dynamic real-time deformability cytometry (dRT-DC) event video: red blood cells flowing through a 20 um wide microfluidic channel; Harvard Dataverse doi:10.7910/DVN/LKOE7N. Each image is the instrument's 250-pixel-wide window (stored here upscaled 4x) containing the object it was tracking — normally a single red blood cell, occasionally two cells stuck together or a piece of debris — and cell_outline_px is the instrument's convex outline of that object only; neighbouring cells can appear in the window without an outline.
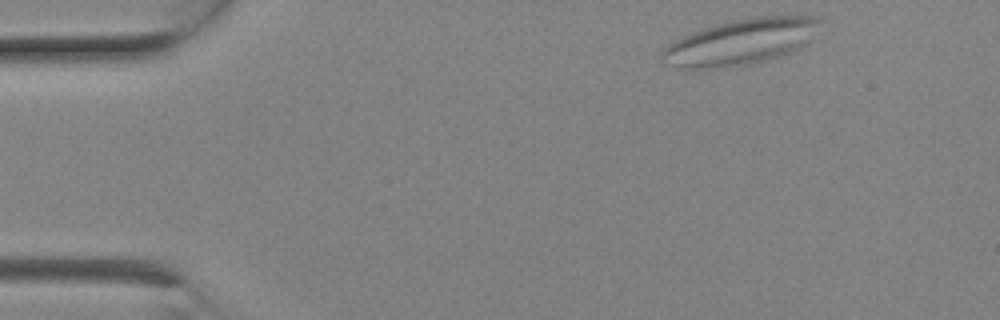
{"species": "Egyptian fruit bat (a non-hibernating species)", "species_latin": "Rousettus aegyptiacus", "temperature_condition": "room temperature", "stored_images_in_passage": 7, "camera_frame_rate_fps": 3000, "um_per_image_px": 0.085, "animal": {"sex": "female"}, "frame": {"image": 1, "passage_image": 1, "time_ms": 0.0, "image_size_px": [1000, 320], "cell_outline_px": [[820, 20], [808, 44], [792, 52], [780, 56], [748, 64], [712, 68], [680, 68], [660, 60], [660, 56], [664, 48], [668, 44], [684, 36], [732, 20], [756, 16], [820, 16]], "centroid_in_image_um": [62.99, 3.56], "position_along_channel_um": 22.0, "area_um2": 41.33}}
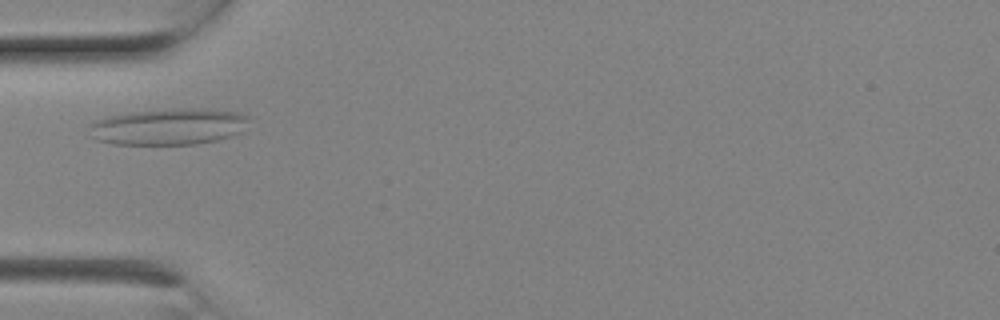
{"frame": {"image": 2, "passage_image": 5, "time_ms": 1.333, "image_size_px": [1000, 320], "cell_outline_px": [[248, 116], [244, 132], [232, 136], [216, 140], [196, 144], [112, 144], [96, 140], [92, 136], [88, 124], [96, 120], [108, 116], [128, 112], [176, 108], [204, 108], [240, 112]], "centroid_in_image_um": [14.34, 10.75], "position_along_channel_um": 70.7, "area_um2": 34.28}}